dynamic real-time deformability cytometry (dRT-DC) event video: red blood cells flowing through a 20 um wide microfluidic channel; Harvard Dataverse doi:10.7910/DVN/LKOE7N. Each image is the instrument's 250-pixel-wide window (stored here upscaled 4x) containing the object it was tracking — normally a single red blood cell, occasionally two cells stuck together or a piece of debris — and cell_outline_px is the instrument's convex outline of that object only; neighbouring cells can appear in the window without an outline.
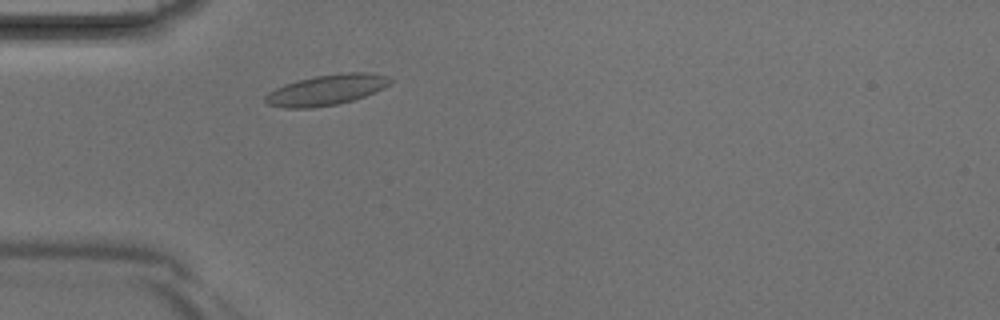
{"species": "Egyptian fruit bat (a non-hibernating species)", "species_latin": "Rousettus aegyptiacus", "temperature_condition": "room temperature", "stored_images_in_passage": 2, "camera_frame_rate_fps": 3000, "um_per_image_px": 0.085, "animal": {"sex": "male"}, "frame": {"image": 1, "passage_image": 2, "time_ms": 0.333, "image_size_px": [1000, 320], "cell_outline_px": [[396, 80], [384, 88], [376, 92], [352, 100], [336, 104], [312, 108], [284, 108], [268, 104], [264, 100], [264, 96], [268, 92], [284, 84], [316, 76], [348, 72], [368, 72], [388, 76]], "centroid_in_image_um": [27.79, 7.64], "position_along_channel_um": 57.2, "area_um2": 22.25}}